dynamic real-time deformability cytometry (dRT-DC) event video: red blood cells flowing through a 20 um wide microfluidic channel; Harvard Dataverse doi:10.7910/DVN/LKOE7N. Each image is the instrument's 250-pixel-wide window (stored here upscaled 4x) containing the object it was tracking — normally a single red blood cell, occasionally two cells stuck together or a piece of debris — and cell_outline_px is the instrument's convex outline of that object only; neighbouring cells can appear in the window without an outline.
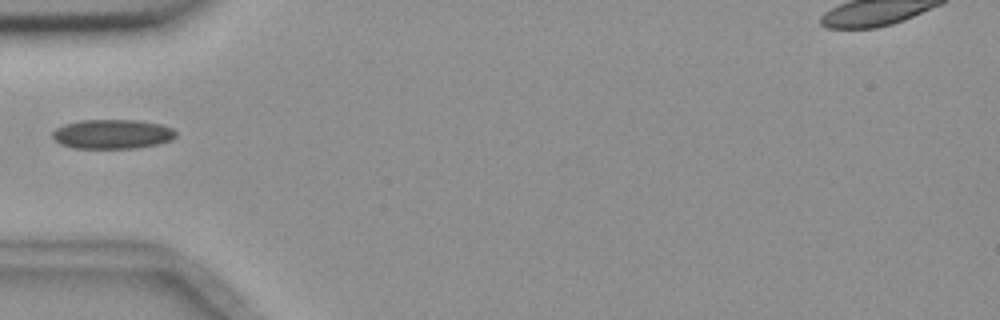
{"species": "common noctule bat (a hibernating species)", "species_latin": "Nyctalus noctula", "temperature_condition": "room temperature", "stored_images_in_passage": 4, "camera_frame_rate_fps": 3000, "um_per_image_px": 0.085, "animal": {"sex": "female", "body_mass_g": 18.4}, "frame": {"image": 1, "passage_image": 3, "time_ms": 6.667, "image_size_px": [1000, 320], "cell_outline_px": [[176, 136], [172, 140], [156, 144], [136, 148], [76, 148], [60, 144], [52, 136], [52, 132], [56, 128], [64, 124], [80, 120], [140, 120], [160, 124], [172, 128], [176, 132]], "centroid_in_image_um": [9.55, 11.39], "position_along_channel_um": 75.4, "area_um2": 21.15}}